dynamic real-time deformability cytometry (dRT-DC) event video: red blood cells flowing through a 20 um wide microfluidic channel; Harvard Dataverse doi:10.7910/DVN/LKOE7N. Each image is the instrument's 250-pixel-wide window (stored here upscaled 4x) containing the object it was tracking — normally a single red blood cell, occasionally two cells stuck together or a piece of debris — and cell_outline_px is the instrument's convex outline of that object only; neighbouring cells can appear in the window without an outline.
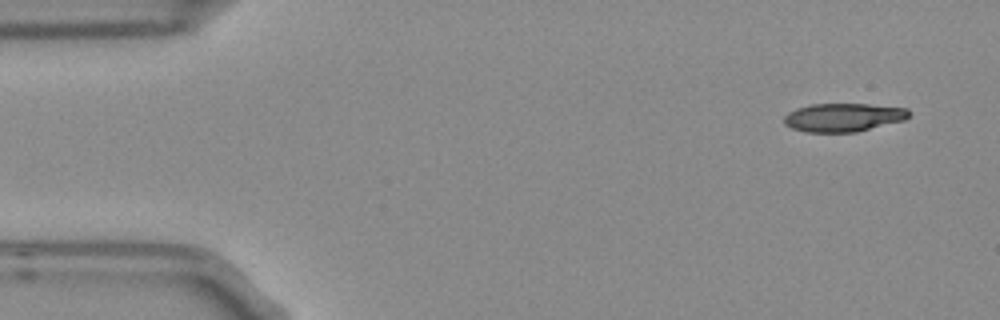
{"species": "Egyptian fruit bat (a non-hibernating species)", "species_latin": "Rousettus aegyptiacus", "temperature_condition": "room temperature", "stored_images_in_passage": 4, "camera_frame_rate_fps": 3000, "um_per_image_px": 0.085, "frame": {"image": 1, "passage_image": 1, "time_ms": 0.0, "image_size_px": [1000, 320], "cell_outline_px": [[912, 112], [904, 120], [856, 132], [808, 132], [792, 128], [784, 124], [784, 116], [788, 112], [796, 108], [808, 104], [868, 104], [908, 108]], "centroid_in_image_um": [71.68, 9.97], "position_along_channel_um": 13.3, "area_um2": 20.75}}
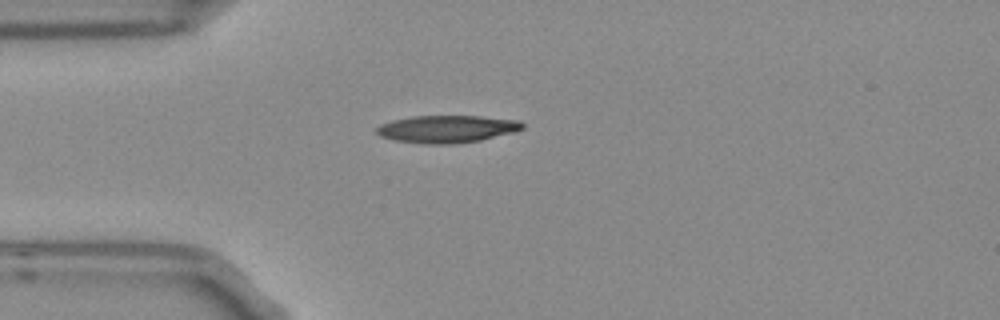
{"frame": {"image": 2, "passage_image": 4, "time_ms": 1.0, "image_size_px": [1000, 320], "cell_outline_px": [[524, 128], [512, 132], [480, 140], [456, 144], [428, 144], [396, 140], [380, 136], [376, 132], [376, 128], [380, 124], [392, 120], [412, 116], [480, 116], [516, 120], [524, 124]], "centroid_in_image_um": [37.96, 10.96], "position_along_channel_um": 47.0, "area_um2": 23.12}}